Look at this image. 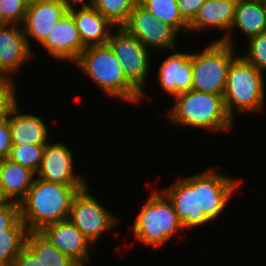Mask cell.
<instances>
[{
	"label": "cell",
	"instance_id": "cell-19",
	"mask_svg": "<svg viewBox=\"0 0 266 266\" xmlns=\"http://www.w3.org/2000/svg\"><path fill=\"white\" fill-rule=\"evenodd\" d=\"M236 4L237 0H205L189 23L188 31L217 28L225 30L227 36L234 21Z\"/></svg>",
	"mask_w": 266,
	"mask_h": 266
},
{
	"label": "cell",
	"instance_id": "cell-24",
	"mask_svg": "<svg viewBox=\"0 0 266 266\" xmlns=\"http://www.w3.org/2000/svg\"><path fill=\"white\" fill-rule=\"evenodd\" d=\"M28 230L19 219L5 234H0V266H12L20 251L25 247Z\"/></svg>",
	"mask_w": 266,
	"mask_h": 266
},
{
	"label": "cell",
	"instance_id": "cell-33",
	"mask_svg": "<svg viewBox=\"0 0 266 266\" xmlns=\"http://www.w3.org/2000/svg\"><path fill=\"white\" fill-rule=\"evenodd\" d=\"M205 0H177V4L183 19L189 24L198 12Z\"/></svg>",
	"mask_w": 266,
	"mask_h": 266
},
{
	"label": "cell",
	"instance_id": "cell-9",
	"mask_svg": "<svg viewBox=\"0 0 266 266\" xmlns=\"http://www.w3.org/2000/svg\"><path fill=\"white\" fill-rule=\"evenodd\" d=\"M130 34L134 35L149 50H174L177 34L173 26L161 22L143 6L135 5L131 11L128 22L123 26Z\"/></svg>",
	"mask_w": 266,
	"mask_h": 266
},
{
	"label": "cell",
	"instance_id": "cell-27",
	"mask_svg": "<svg viewBox=\"0 0 266 266\" xmlns=\"http://www.w3.org/2000/svg\"><path fill=\"white\" fill-rule=\"evenodd\" d=\"M44 147L45 144L12 146L8 159L36 174L41 165Z\"/></svg>",
	"mask_w": 266,
	"mask_h": 266
},
{
	"label": "cell",
	"instance_id": "cell-15",
	"mask_svg": "<svg viewBox=\"0 0 266 266\" xmlns=\"http://www.w3.org/2000/svg\"><path fill=\"white\" fill-rule=\"evenodd\" d=\"M29 47L22 27L8 24L0 27V78L10 80L24 62L34 54Z\"/></svg>",
	"mask_w": 266,
	"mask_h": 266
},
{
	"label": "cell",
	"instance_id": "cell-37",
	"mask_svg": "<svg viewBox=\"0 0 266 266\" xmlns=\"http://www.w3.org/2000/svg\"><path fill=\"white\" fill-rule=\"evenodd\" d=\"M42 1H50V0H27L28 4L36 3V2H42Z\"/></svg>",
	"mask_w": 266,
	"mask_h": 266
},
{
	"label": "cell",
	"instance_id": "cell-3",
	"mask_svg": "<svg viewBox=\"0 0 266 266\" xmlns=\"http://www.w3.org/2000/svg\"><path fill=\"white\" fill-rule=\"evenodd\" d=\"M175 104L167 112L174 124L210 131H229L233 120L228 115L223 95L190 90L175 96Z\"/></svg>",
	"mask_w": 266,
	"mask_h": 266
},
{
	"label": "cell",
	"instance_id": "cell-16",
	"mask_svg": "<svg viewBox=\"0 0 266 266\" xmlns=\"http://www.w3.org/2000/svg\"><path fill=\"white\" fill-rule=\"evenodd\" d=\"M68 10L69 8L59 0L28 4L22 30L29 47H31L29 36L41 44L53 26L63 18Z\"/></svg>",
	"mask_w": 266,
	"mask_h": 266
},
{
	"label": "cell",
	"instance_id": "cell-11",
	"mask_svg": "<svg viewBox=\"0 0 266 266\" xmlns=\"http://www.w3.org/2000/svg\"><path fill=\"white\" fill-rule=\"evenodd\" d=\"M162 192L172 203L186 230L212 222L203 210L198 208L197 175L181 177Z\"/></svg>",
	"mask_w": 266,
	"mask_h": 266
},
{
	"label": "cell",
	"instance_id": "cell-5",
	"mask_svg": "<svg viewBox=\"0 0 266 266\" xmlns=\"http://www.w3.org/2000/svg\"><path fill=\"white\" fill-rule=\"evenodd\" d=\"M180 229L185 230L170 200L162 190H153L134 221V238L155 247L166 243Z\"/></svg>",
	"mask_w": 266,
	"mask_h": 266
},
{
	"label": "cell",
	"instance_id": "cell-10",
	"mask_svg": "<svg viewBox=\"0 0 266 266\" xmlns=\"http://www.w3.org/2000/svg\"><path fill=\"white\" fill-rule=\"evenodd\" d=\"M240 183V180L220 175L213 169L197 174L198 208L214 221L223 212Z\"/></svg>",
	"mask_w": 266,
	"mask_h": 266
},
{
	"label": "cell",
	"instance_id": "cell-8",
	"mask_svg": "<svg viewBox=\"0 0 266 266\" xmlns=\"http://www.w3.org/2000/svg\"><path fill=\"white\" fill-rule=\"evenodd\" d=\"M68 219L93 245L117 222L116 217L89 194L88 186L79 190L73 198Z\"/></svg>",
	"mask_w": 266,
	"mask_h": 266
},
{
	"label": "cell",
	"instance_id": "cell-21",
	"mask_svg": "<svg viewBox=\"0 0 266 266\" xmlns=\"http://www.w3.org/2000/svg\"><path fill=\"white\" fill-rule=\"evenodd\" d=\"M241 30L247 38L266 32V2L259 0H237L235 17L230 33L221 37L220 41L233 45L231 32Z\"/></svg>",
	"mask_w": 266,
	"mask_h": 266
},
{
	"label": "cell",
	"instance_id": "cell-38",
	"mask_svg": "<svg viewBox=\"0 0 266 266\" xmlns=\"http://www.w3.org/2000/svg\"><path fill=\"white\" fill-rule=\"evenodd\" d=\"M6 199L2 196V193L0 191V204L4 203Z\"/></svg>",
	"mask_w": 266,
	"mask_h": 266
},
{
	"label": "cell",
	"instance_id": "cell-30",
	"mask_svg": "<svg viewBox=\"0 0 266 266\" xmlns=\"http://www.w3.org/2000/svg\"><path fill=\"white\" fill-rule=\"evenodd\" d=\"M20 219L19 203L6 200L0 204V234L10 229Z\"/></svg>",
	"mask_w": 266,
	"mask_h": 266
},
{
	"label": "cell",
	"instance_id": "cell-36",
	"mask_svg": "<svg viewBox=\"0 0 266 266\" xmlns=\"http://www.w3.org/2000/svg\"><path fill=\"white\" fill-rule=\"evenodd\" d=\"M9 23L6 21V19L4 18L1 10H0V27H4L6 25H8Z\"/></svg>",
	"mask_w": 266,
	"mask_h": 266
},
{
	"label": "cell",
	"instance_id": "cell-6",
	"mask_svg": "<svg viewBox=\"0 0 266 266\" xmlns=\"http://www.w3.org/2000/svg\"><path fill=\"white\" fill-rule=\"evenodd\" d=\"M235 57L233 46L220 40L203 52L192 53V89L223 95L228 68Z\"/></svg>",
	"mask_w": 266,
	"mask_h": 266
},
{
	"label": "cell",
	"instance_id": "cell-34",
	"mask_svg": "<svg viewBox=\"0 0 266 266\" xmlns=\"http://www.w3.org/2000/svg\"><path fill=\"white\" fill-rule=\"evenodd\" d=\"M12 266H41L36 257L24 247L16 257Z\"/></svg>",
	"mask_w": 266,
	"mask_h": 266
},
{
	"label": "cell",
	"instance_id": "cell-31",
	"mask_svg": "<svg viewBox=\"0 0 266 266\" xmlns=\"http://www.w3.org/2000/svg\"><path fill=\"white\" fill-rule=\"evenodd\" d=\"M12 80L0 78V119L7 116L10 107L16 102Z\"/></svg>",
	"mask_w": 266,
	"mask_h": 266
},
{
	"label": "cell",
	"instance_id": "cell-28",
	"mask_svg": "<svg viewBox=\"0 0 266 266\" xmlns=\"http://www.w3.org/2000/svg\"><path fill=\"white\" fill-rule=\"evenodd\" d=\"M248 53L243 58L263 73L266 71V32L248 38Z\"/></svg>",
	"mask_w": 266,
	"mask_h": 266
},
{
	"label": "cell",
	"instance_id": "cell-29",
	"mask_svg": "<svg viewBox=\"0 0 266 266\" xmlns=\"http://www.w3.org/2000/svg\"><path fill=\"white\" fill-rule=\"evenodd\" d=\"M27 6V0H0V10L9 24L22 25Z\"/></svg>",
	"mask_w": 266,
	"mask_h": 266
},
{
	"label": "cell",
	"instance_id": "cell-13",
	"mask_svg": "<svg viewBox=\"0 0 266 266\" xmlns=\"http://www.w3.org/2000/svg\"><path fill=\"white\" fill-rule=\"evenodd\" d=\"M39 232L79 266H85L86 260L90 261L88 247L92 243L69 219L48 224Z\"/></svg>",
	"mask_w": 266,
	"mask_h": 266
},
{
	"label": "cell",
	"instance_id": "cell-32",
	"mask_svg": "<svg viewBox=\"0 0 266 266\" xmlns=\"http://www.w3.org/2000/svg\"><path fill=\"white\" fill-rule=\"evenodd\" d=\"M12 148L11 128L6 117L0 119V160L7 159Z\"/></svg>",
	"mask_w": 266,
	"mask_h": 266
},
{
	"label": "cell",
	"instance_id": "cell-12",
	"mask_svg": "<svg viewBox=\"0 0 266 266\" xmlns=\"http://www.w3.org/2000/svg\"><path fill=\"white\" fill-rule=\"evenodd\" d=\"M72 152L63 143H46L37 176L45 181L64 185H88L83 178L75 176Z\"/></svg>",
	"mask_w": 266,
	"mask_h": 266
},
{
	"label": "cell",
	"instance_id": "cell-18",
	"mask_svg": "<svg viewBox=\"0 0 266 266\" xmlns=\"http://www.w3.org/2000/svg\"><path fill=\"white\" fill-rule=\"evenodd\" d=\"M71 7L68 12L72 15L78 28L81 41L85 47L107 44L112 25L91 4ZM112 27V28H111Z\"/></svg>",
	"mask_w": 266,
	"mask_h": 266
},
{
	"label": "cell",
	"instance_id": "cell-35",
	"mask_svg": "<svg viewBox=\"0 0 266 266\" xmlns=\"http://www.w3.org/2000/svg\"><path fill=\"white\" fill-rule=\"evenodd\" d=\"M59 1L64 5H66L68 8H71V7H76L77 4H81V6L91 4L92 0H90L88 3H86L85 0H59Z\"/></svg>",
	"mask_w": 266,
	"mask_h": 266
},
{
	"label": "cell",
	"instance_id": "cell-23",
	"mask_svg": "<svg viewBox=\"0 0 266 266\" xmlns=\"http://www.w3.org/2000/svg\"><path fill=\"white\" fill-rule=\"evenodd\" d=\"M25 247L41 266H79L69 256L59 251L39 231H28Z\"/></svg>",
	"mask_w": 266,
	"mask_h": 266
},
{
	"label": "cell",
	"instance_id": "cell-1",
	"mask_svg": "<svg viewBox=\"0 0 266 266\" xmlns=\"http://www.w3.org/2000/svg\"><path fill=\"white\" fill-rule=\"evenodd\" d=\"M88 185H64L35 177L19 202L20 219L28 231H40L48 224L67 220L72 200Z\"/></svg>",
	"mask_w": 266,
	"mask_h": 266
},
{
	"label": "cell",
	"instance_id": "cell-4",
	"mask_svg": "<svg viewBox=\"0 0 266 266\" xmlns=\"http://www.w3.org/2000/svg\"><path fill=\"white\" fill-rule=\"evenodd\" d=\"M263 73L241 56H236L228 68L223 94L228 115L233 120L234 108L241 112H261L265 100Z\"/></svg>",
	"mask_w": 266,
	"mask_h": 266
},
{
	"label": "cell",
	"instance_id": "cell-17",
	"mask_svg": "<svg viewBox=\"0 0 266 266\" xmlns=\"http://www.w3.org/2000/svg\"><path fill=\"white\" fill-rule=\"evenodd\" d=\"M192 54L173 53L161 64L158 80L169 95L192 90Z\"/></svg>",
	"mask_w": 266,
	"mask_h": 266
},
{
	"label": "cell",
	"instance_id": "cell-2",
	"mask_svg": "<svg viewBox=\"0 0 266 266\" xmlns=\"http://www.w3.org/2000/svg\"><path fill=\"white\" fill-rule=\"evenodd\" d=\"M109 97L136 103L142 94L127 80L110 45L86 47L74 63Z\"/></svg>",
	"mask_w": 266,
	"mask_h": 266
},
{
	"label": "cell",
	"instance_id": "cell-22",
	"mask_svg": "<svg viewBox=\"0 0 266 266\" xmlns=\"http://www.w3.org/2000/svg\"><path fill=\"white\" fill-rule=\"evenodd\" d=\"M36 174L11 160H0V191L9 201L19 203L32 186Z\"/></svg>",
	"mask_w": 266,
	"mask_h": 266
},
{
	"label": "cell",
	"instance_id": "cell-20",
	"mask_svg": "<svg viewBox=\"0 0 266 266\" xmlns=\"http://www.w3.org/2000/svg\"><path fill=\"white\" fill-rule=\"evenodd\" d=\"M17 105L16 101L8 111L12 146L46 144L49 135L44 121L33 114L21 115Z\"/></svg>",
	"mask_w": 266,
	"mask_h": 266
},
{
	"label": "cell",
	"instance_id": "cell-14",
	"mask_svg": "<svg viewBox=\"0 0 266 266\" xmlns=\"http://www.w3.org/2000/svg\"><path fill=\"white\" fill-rule=\"evenodd\" d=\"M50 56L57 60L77 61L86 48L72 15L67 12L48 33L41 43Z\"/></svg>",
	"mask_w": 266,
	"mask_h": 266
},
{
	"label": "cell",
	"instance_id": "cell-26",
	"mask_svg": "<svg viewBox=\"0 0 266 266\" xmlns=\"http://www.w3.org/2000/svg\"><path fill=\"white\" fill-rule=\"evenodd\" d=\"M141 0H92L91 5L114 27H123L129 20L131 11Z\"/></svg>",
	"mask_w": 266,
	"mask_h": 266
},
{
	"label": "cell",
	"instance_id": "cell-7",
	"mask_svg": "<svg viewBox=\"0 0 266 266\" xmlns=\"http://www.w3.org/2000/svg\"><path fill=\"white\" fill-rule=\"evenodd\" d=\"M112 33L107 43L120 62L127 80L145 97L144 86L150 69L149 50L124 27H118L117 31Z\"/></svg>",
	"mask_w": 266,
	"mask_h": 266
},
{
	"label": "cell",
	"instance_id": "cell-25",
	"mask_svg": "<svg viewBox=\"0 0 266 266\" xmlns=\"http://www.w3.org/2000/svg\"><path fill=\"white\" fill-rule=\"evenodd\" d=\"M140 5L153 14L156 19L170 24L178 32L182 28L188 31L189 24L180 13L177 0H141Z\"/></svg>",
	"mask_w": 266,
	"mask_h": 266
}]
</instances>
